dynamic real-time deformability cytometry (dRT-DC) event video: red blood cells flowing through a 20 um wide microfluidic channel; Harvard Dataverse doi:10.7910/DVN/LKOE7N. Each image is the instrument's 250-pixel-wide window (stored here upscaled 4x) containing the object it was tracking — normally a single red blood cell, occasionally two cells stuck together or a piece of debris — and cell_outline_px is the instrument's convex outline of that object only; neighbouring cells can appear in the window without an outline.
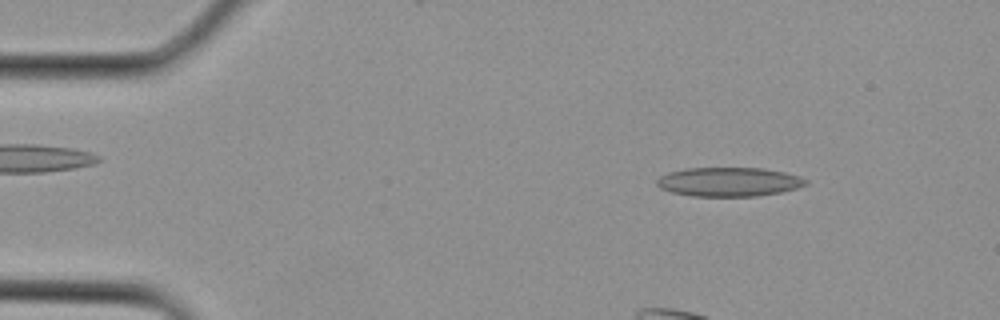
{"species": "Egyptian fruit bat (a non-hibernating species)", "species_latin": "Rousettus aegyptiacus", "temperature_condition": "cold", "stored_images_in_passage": 8, "camera_frame_rate_fps": 3000, "um_per_image_px": 0.085, "animal": {"sex": "female"}, "frame": {"image": 1, "passage_image": 3, "time_ms": 0.667, "image_size_px": [1000, 320], "cell_outline_px": [[808, 184], [796, 188], [780, 192], [756, 196], [692, 196], [672, 192], [660, 188], [656, 184], [656, 180], [660, 176], [668, 172], [688, 168], [764, 168], [784, 172], [800, 176], [808, 180]], "centroid_in_image_um": [61.96, 15.45], "position_along_channel_um": 23.0, "area_um2": 25.26}}